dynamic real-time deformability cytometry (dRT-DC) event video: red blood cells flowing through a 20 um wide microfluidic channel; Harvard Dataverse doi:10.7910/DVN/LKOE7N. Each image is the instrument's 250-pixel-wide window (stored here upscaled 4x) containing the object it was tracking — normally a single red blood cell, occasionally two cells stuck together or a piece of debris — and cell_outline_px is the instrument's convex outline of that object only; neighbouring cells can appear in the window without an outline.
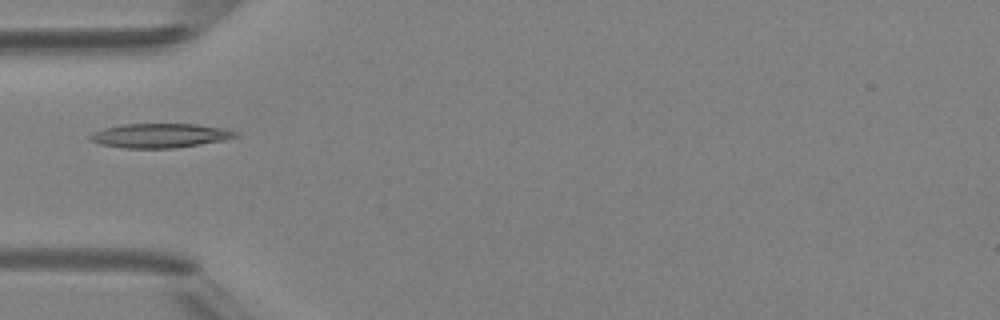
{"species": "Egyptian fruit bat (a non-hibernating species)", "species_latin": "Rousettus aegyptiacus", "temperature_condition": "room temperature", "stored_images_in_passage": 6, "camera_frame_rate_fps": 3000, "um_per_image_px": 0.085, "animal": {"sex": "female"}, "frame": {"image": 1, "passage_image": 4, "time_ms": 3.333, "image_size_px": [1000, 320], "cell_outline_px": [[240, 136], [224, 140], [200, 144], [172, 148], [124, 148], [100, 144], [88, 140], [88, 136], [92, 132], [104, 128], [120, 124], [196, 124], [228, 128], [240, 132]], "centroid_in_image_um": [13.62, 11.51], "position_along_channel_um": 71.4, "area_um2": 20.87}}
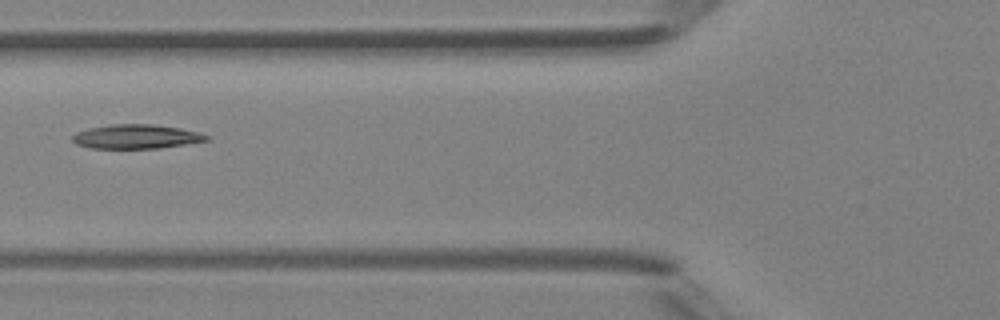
{"frame": {"image": 2, "passage_image": 5, "time_ms": 4.333, "image_size_px": [1000, 320], "cell_outline_px": [[212, 140], [160, 148], [92, 148], [76, 144], [72, 140], [72, 136], [76, 132], [88, 128], [112, 124], [152, 124], [180, 128], [200, 132], [208, 136]], "centroid_in_image_um": [11.6, 11.61], "position_along_channel_um": 114.2, "area_um2": 18.96}}
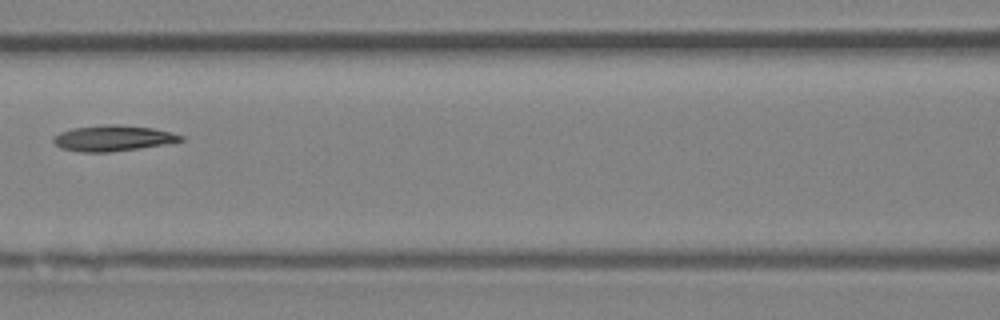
{"frame": {"image": 3, "passage_image": 6, "time_ms": 5.333, "image_size_px": [1000, 320], "cell_outline_px": [[184, 140], [164, 144], [140, 148], [108, 152], [80, 152], [60, 148], [52, 140], [52, 136], [60, 132], [72, 128], [104, 124], [116, 124], [152, 128], [184, 136]], "centroid_in_image_um": [9.54, 11.74], "position_along_channel_um": 157.1, "area_um2": 19.07}}